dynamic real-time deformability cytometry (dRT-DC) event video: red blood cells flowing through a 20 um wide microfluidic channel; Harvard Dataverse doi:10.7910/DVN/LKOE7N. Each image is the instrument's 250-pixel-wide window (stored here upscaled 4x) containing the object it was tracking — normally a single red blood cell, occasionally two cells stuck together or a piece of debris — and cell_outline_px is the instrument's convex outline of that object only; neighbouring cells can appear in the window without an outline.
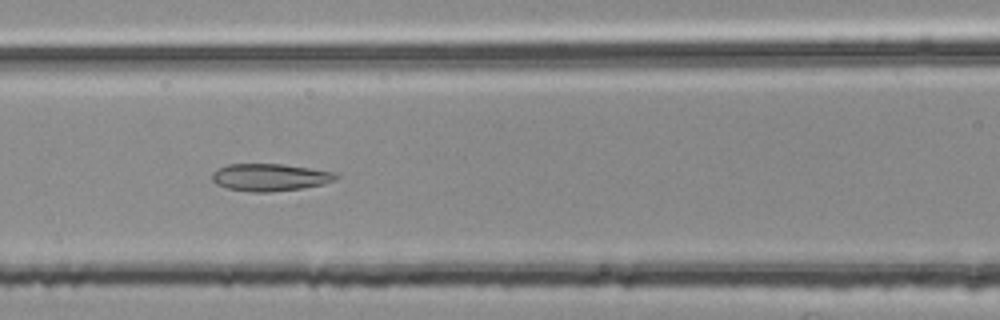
{"species": "common noctule bat (a hibernating species)", "species_latin": "Nyctalus noctula", "temperature_condition": "room temperature", "stored_images_in_passage": 47, "camera_frame_rate_fps": 3000, "um_per_image_px": 0.085, "animal": {"sex": "female", "body_mass_g": 25.1}, "frame": {"image": 1, "passage_image": 23, "time_ms": 7.333, "image_size_px": [1000, 320], "cell_outline_px": [[340, 176], [336, 180], [324, 184], [304, 188], [268, 192], [252, 192], [228, 188], [216, 184], [212, 180], [212, 172], [228, 164], [284, 164], [336, 172]], "centroid_in_image_um": [22.99, 15.07], "position_along_channel_um": 143.6, "area_um2": 19.83}}
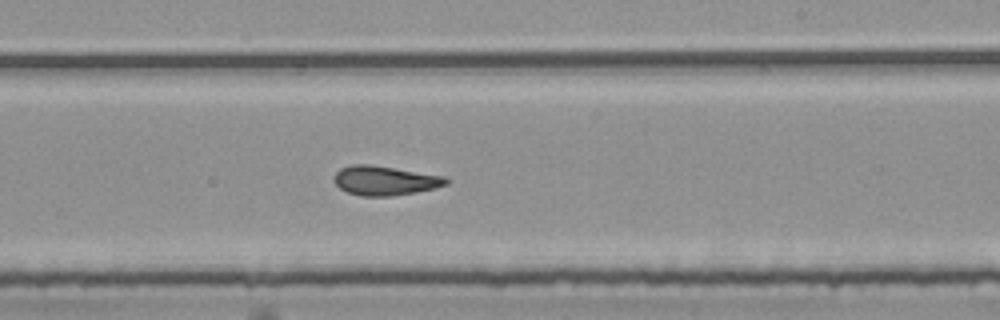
{"frame": {"image": 2, "passage_image": 32, "time_ms": 10.333, "image_size_px": [1000, 320], "cell_outline_px": [[448, 184], [436, 188], [416, 192], [392, 196], [360, 196], [348, 192], [340, 188], [336, 184], [336, 172], [340, 168], [352, 164], [368, 164], [444, 176], [448, 180]], "centroid_in_image_um": [32.73, 15.35], "position_along_channel_um": 256.3, "area_um2": 18.96}}
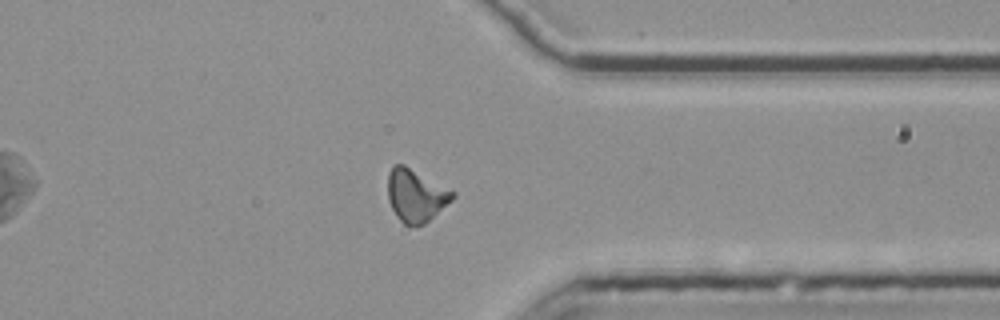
{"frame": {"image": 3, "passage_image": 42, "time_ms": 13.667, "image_size_px": [1000, 320], "cell_outline_px": [[456, 196], [452, 200], [424, 224], [416, 228], [404, 224], [396, 216], [388, 200], [388, 172], [396, 164], [404, 164], [456, 192]], "centroid_in_image_um": [35.35, 16.63], "position_along_channel_um": 376.1, "area_um2": 19.94}, "authors_computed_cell_mechanics": {"area_um2": 19.941, "velocity_mm_per_s": 3.7772, "shape_relaxation_time_tau1_ms": null, "shape_relaxation_time_tau2_ms": 2.1506, "deformation_change_tau1": null, "deformation_change_tau2": 0.1121}}